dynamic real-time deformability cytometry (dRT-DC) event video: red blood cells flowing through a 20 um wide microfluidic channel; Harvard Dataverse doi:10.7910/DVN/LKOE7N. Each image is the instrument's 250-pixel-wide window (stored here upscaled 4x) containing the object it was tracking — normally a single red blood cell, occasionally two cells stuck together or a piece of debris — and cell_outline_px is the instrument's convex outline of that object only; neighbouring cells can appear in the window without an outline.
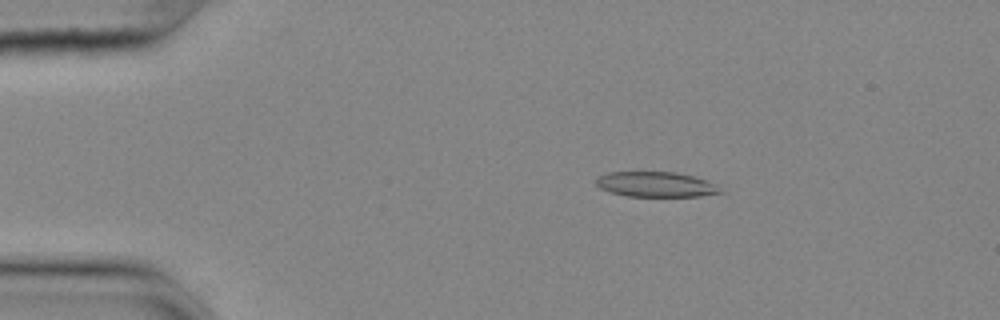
{"species": "common noctule bat (a hibernating species)", "species_latin": "Nyctalus noctula", "temperature_condition": "cold", "stored_images_in_passage": 55, "camera_frame_rate_fps": 3000, "um_per_image_px": 0.085, "animal": {"sex": "female", "body_mass_g": 25.1}, "frame": {"image": 1, "passage_image": 10, "time_ms": 3.0, "image_size_px": [1000, 320], "cell_outline_px": [[724, 192], [700, 196], [628, 196], [612, 192], [600, 188], [596, 184], [596, 176], [608, 172], [676, 172], [692, 176], [716, 184]], "centroid_in_image_um": [55.73, 15.67], "position_along_channel_um": 29.3, "area_um2": 18.09}}
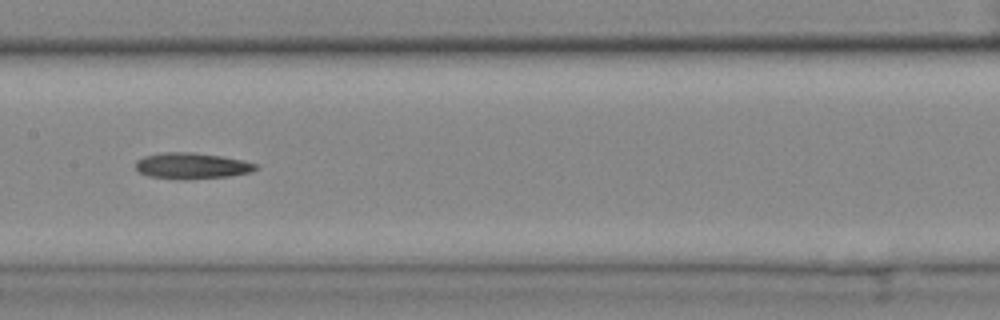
{"frame": {"image": 2, "passage_image": 28, "time_ms": 9.0, "image_size_px": [1000, 320], "cell_outline_px": [[260, 168], [252, 172], [228, 176], [148, 176], [140, 172], [136, 168], [136, 160], [144, 156], [164, 152], [188, 152], [220, 156], [260, 164]], "centroid_in_image_um": [16.36, 14.04], "position_along_channel_um": 191.0, "area_um2": 17.11}}
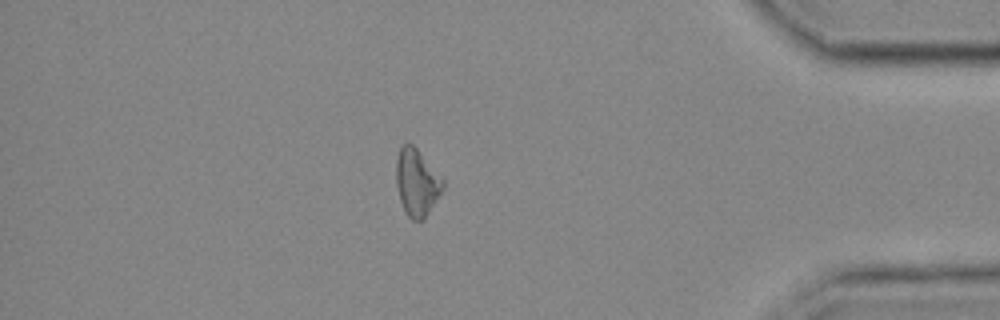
{"frame": {"image": 3, "passage_image": 48, "time_ms": 15.667, "image_size_px": [1000, 320], "cell_outline_px": [[444, 188], [428, 212], [420, 220], [412, 220], [408, 216], [400, 200], [396, 184], [396, 156], [400, 148], [404, 144], [412, 144], [416, 148], [444, 180]], "centroid_in_image_um": [35.41, 15.49], "position_along_channel_um": 399.8, "area_um2": 17.86}}